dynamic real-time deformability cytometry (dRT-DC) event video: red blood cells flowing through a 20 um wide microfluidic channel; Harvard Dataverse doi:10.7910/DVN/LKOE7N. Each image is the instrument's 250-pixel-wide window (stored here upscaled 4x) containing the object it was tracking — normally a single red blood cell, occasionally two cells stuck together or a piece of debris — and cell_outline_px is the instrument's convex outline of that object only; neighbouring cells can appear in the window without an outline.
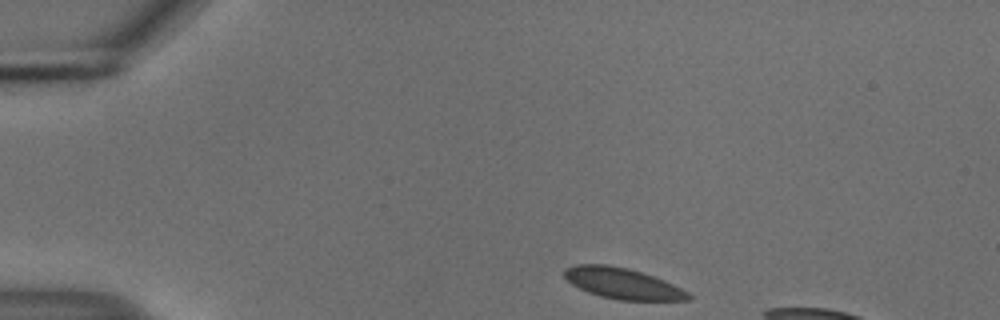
{"species": "common noctule bat (a hibernating species)", "species_latin": "Nyctalus noctula", "temperature_condition": "cold", "stored_images_in_passage": 8, "camera_frame_rate_fps": 3000, "um_per_image_px": 0.085, "animal": {"sex": "male", "body_mass_g": 18.8}, "frame": {"image": 1, "passage_image": 1, "time_ms": 0.0, "image_size_px": [1000, 320], "cell_outline_px": [[692, 300], [620, 300], [600, 296], [588, 292], [572, 284], [564, 276], [564, 268], [576, 264], [608, 264], [628, 268], [664, 280], [688, 292], [692, 296]], "centroid_in_image_um": [52.91, 24.09], "position_along_channel_um": 32.1, "area_um2": 22.2}}